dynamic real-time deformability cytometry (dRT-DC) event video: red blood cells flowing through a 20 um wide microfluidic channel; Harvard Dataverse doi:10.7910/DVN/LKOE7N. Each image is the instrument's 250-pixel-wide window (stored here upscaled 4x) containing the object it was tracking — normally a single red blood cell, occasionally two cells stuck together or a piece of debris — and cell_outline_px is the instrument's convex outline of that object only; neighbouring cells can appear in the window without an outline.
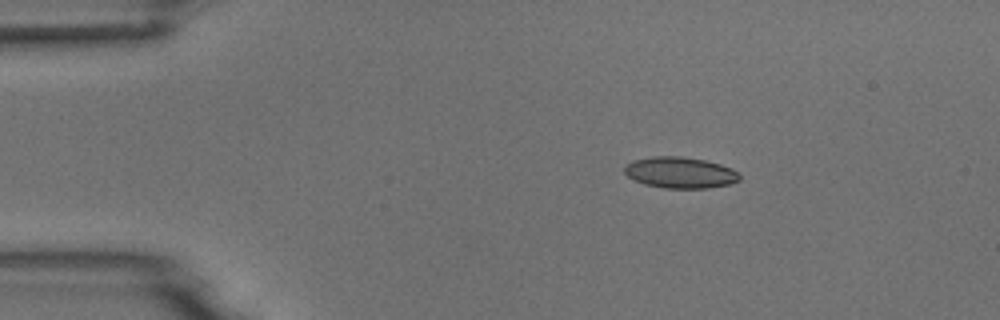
{"species": "common noctule bat (a hibernating species)", "species_latin": "Nyctalus noctula", "temperature_condition": "room temperature", "stored_images_in_passage": 14, "camera_frame_rate_fps": 3000, "um_per_image_px": 0.085, "animal": {"sex": "male", "body_mass_g": 18.8}, "frame": {"image": 1, "passage_image": 6, "time_ms": 1.667, "image_size_px": [1000, 320], "cell_outline_px": [[740, 180], [728, 184], [708, 188], [664, 188], [644, 184], [632, 180], [624, 172], [624, 168], [632, 160], [652, 156], [680, 156], [704, 160], [720, 164], [732, 168], [740, 176]], "centroid_in_image_um": [57.78, 14.67], "position_along_channel_um": 27.2, "area_um2": 20.92}}
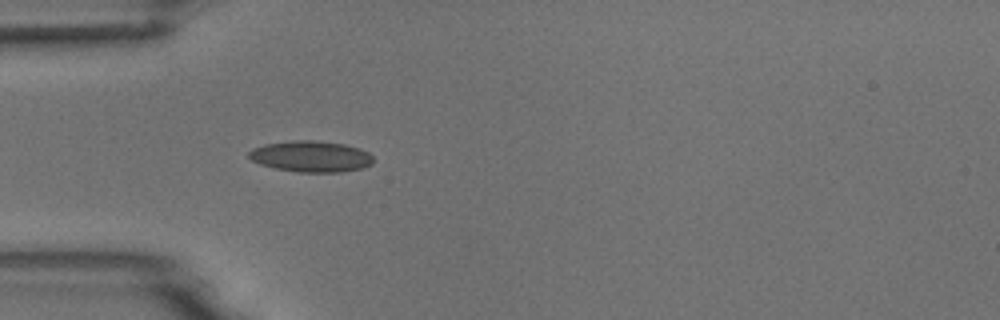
{"frame": {"image": 2, "passage_image": 13, "time_ms": 4.0, "image_size_px": [1000, 320], "cell_outline_px": [[372, 164], [364, 168], [340, 172], [296, 172], [276, 168], [260, 164], [252, 160], [248, 156], [248, 152], [252, 148], [264, 144], [296, 140], [312, 140], [344, 144], [360, 148], [368, 152], [372, 156]], "centroid_in_image_um": [26.43, 13.3], "position_along_channel_um": 58.6, "area_um2": 22.6}}